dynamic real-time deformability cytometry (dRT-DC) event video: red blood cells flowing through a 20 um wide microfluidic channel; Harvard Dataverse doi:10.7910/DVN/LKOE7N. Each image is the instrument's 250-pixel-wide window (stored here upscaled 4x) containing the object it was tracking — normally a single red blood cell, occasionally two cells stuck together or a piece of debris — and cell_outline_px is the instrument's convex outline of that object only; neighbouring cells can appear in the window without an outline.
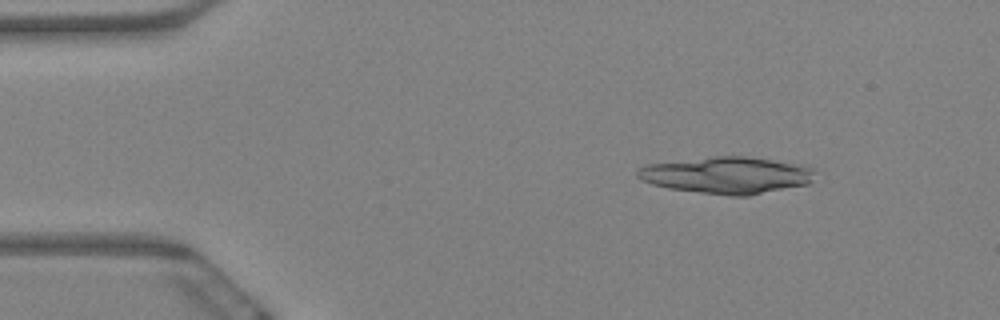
{"species": "Egyptian fruit bat (a non-hibernating species)", "species_latin": "Rousettus aegyptiacus", "temperature_condition": "warm", "stored_images_in_passage": 5, "camera_frame_rate_fps": 3000, "um_per_image_px": 0.085, "animal": {"sex": "female"}, "frame": {"image": 1, "passage_image": 1, "time_ms": 0.0, "image_size_px": [1000, 320], "cell_outline_px": [[816, 172], [812, 180], [808, 184], [748, 196], [732, 196], [668, 188], [652, 184], [640, 180], [636, 176], [636, 172], [644, 164], [712, 156], [744, 156], [804, 164], [816, 168]], "centroid_in_image_um": [61.81, 14.88], "position_along_channel_um": 23.2, "area_um2": 38.44}}